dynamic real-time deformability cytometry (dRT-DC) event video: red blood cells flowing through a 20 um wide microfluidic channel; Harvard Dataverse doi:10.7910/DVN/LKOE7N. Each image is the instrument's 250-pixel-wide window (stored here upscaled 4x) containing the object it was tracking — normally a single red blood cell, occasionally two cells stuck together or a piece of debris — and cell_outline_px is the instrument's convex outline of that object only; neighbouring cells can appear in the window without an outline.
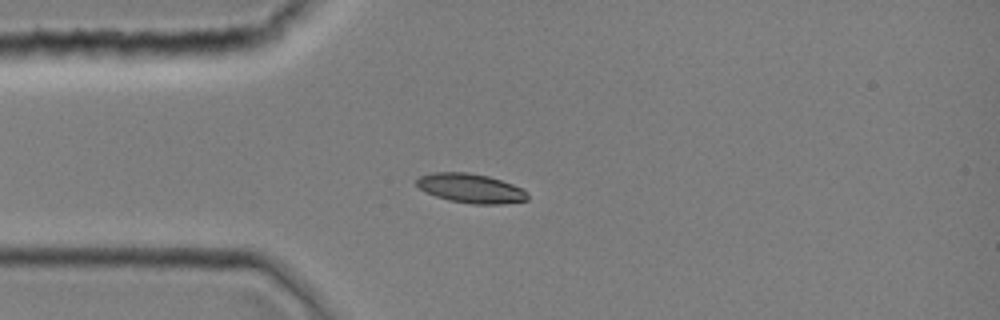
{"species": "common noctule bat (a hibernating species)", "species_latin": "Nyctalus noctula", "temperature_condition": "room temperature", "stored_images_in_passage": 34, "camera_frame_rate_fps": 3000, "um_per_image_px": 0.085, "animal": {"sex": "female", "body_mass_g": 19.0, "forearm_length_mm": 51.5}, "frame": {"image": 1, "passage_image": 1, "time_ms": 0.0, "image_size_px": [1000, 320], "cell_outline_px": [[528, 200], [504, 204], [472, 204], [448, 200], [424, 192], [416, 184], [416, 180], [420, 176], [432, 172], [468, 172], [488, 176], [512, 184], [528, 192]], "centroid_in_image_um": [40.0, 16.01], "position_along_channel_um": 45.0, "area_um2": 19.02}}
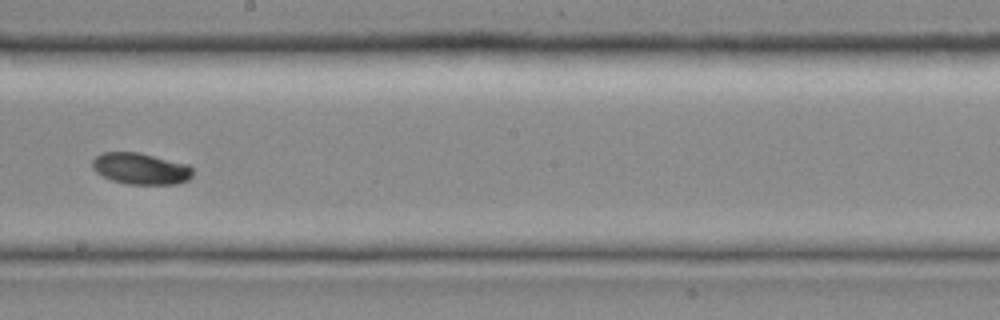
{"frame": {"image": 2, "passage_image": 15, "time_ms": 4.667, "image_size_px": [1000, 320], "cell_outline_px": [[192, 176], [188, 180], [180, 184], [128, 184], [112, 180], [96, 172], [92, 168], [92, 160], [100, 152], [140, 152], [188, 164], [192, 168]], "centroid_in_image_um": [11.97, 14.33], "position_along_channel_um": 236.2, "area_um2": 18.55}}
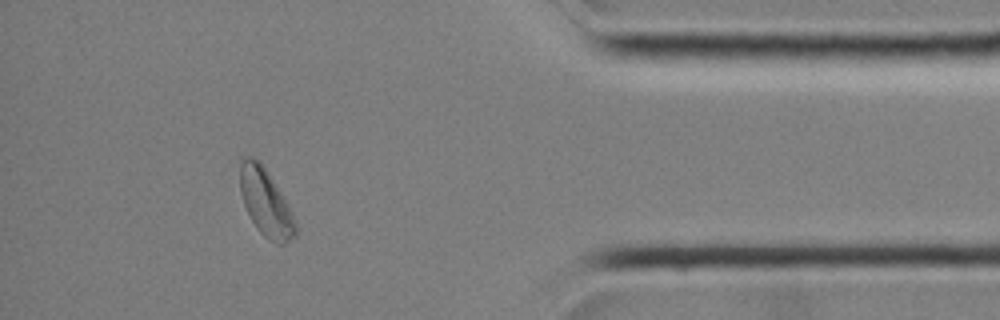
{"frame": {"image": 3, "passage_image": 29, "time_ms": 9.333, "image_size_px": [1000, 320], "cell_outline_px": [[296, 236], [284, 244], [276, 244], [268, 240], [256, 228], [244, 204], [240, 192], [240, 160], [244, 156], [252, 156], [260, 160], [280, 192], [296, 224]], "centroid_in_image_um": [22.55, 17.2], "position_along_channel_um": 412.6, "area_um2": 21.44}}